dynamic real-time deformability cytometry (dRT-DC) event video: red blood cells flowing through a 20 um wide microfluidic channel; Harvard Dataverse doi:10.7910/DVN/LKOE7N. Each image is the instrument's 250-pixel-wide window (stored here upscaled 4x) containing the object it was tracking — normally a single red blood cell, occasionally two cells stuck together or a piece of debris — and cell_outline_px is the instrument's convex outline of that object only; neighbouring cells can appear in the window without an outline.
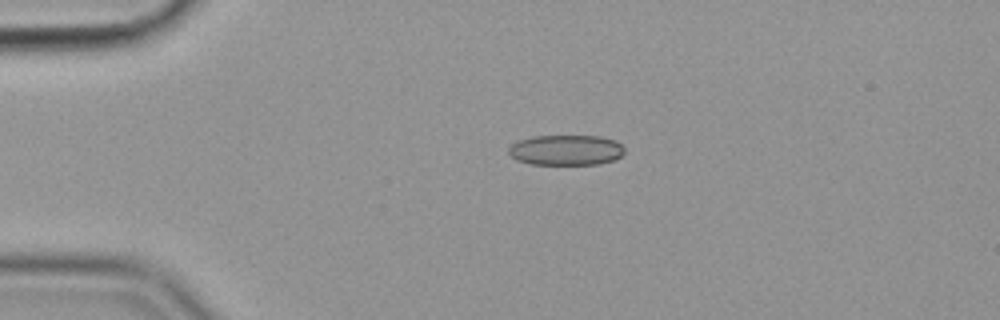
{"species": "common noctule bat (a hibernating species)", "species_latin": "Nyctalus noctula", "temperature_condition": "cold", "stored_images_in_passage": 37, "camera_frame_rate_fps": 3000, "um_per_image_px": 0.085, "animal": {"sex": "female", "body_mass_g": 19.9}, "frame": {"image": 1, "passage_image": 1, "time_ms": 0.0, "image_size_px": [1000, 320], "cell_outline_px": [[624, 152], [620, 156], [612, 160], [600, 164], [532, 164], [516, 160], [508, 152], [508, 148], [516, 140], [532, 136], [600, 136], [616, 140], [624, 148]], "centroid_in_image_um": [48.09, 12.75], "position_along_channel_um": 36.9, "area_um2": 20.58}}
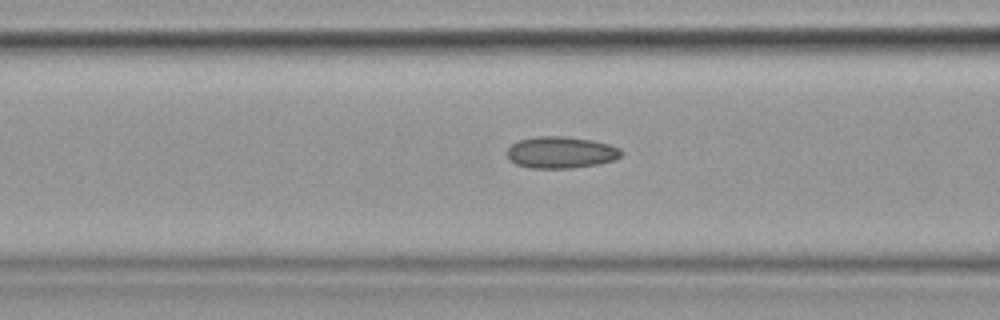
{"frame": {"image": 2, "passage_image": 11, "time_ms": 3.333, "image_size_px": [1000, 320], "cell_outline_px": [[624, 152], [620, 156], [612, 160], [596, 164], [572, 168], [532, 168], [516, 164], [508, 160], [508, 148], [512, 144], [520, 140], [536, 136], [564, 136], [592, 140], [608, 144], [620, 148]], "centroid_in_image_um": [47.67, 12.95], "position_along_channel_um": 118.9, "area_um2": 20.98}}
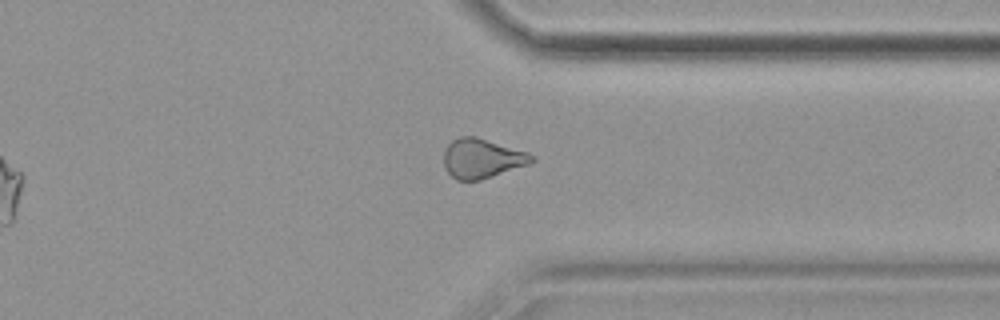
{"frame": {"image": 3, "passage_image": 32, "time_ms": 10.333, "image_size_px": [1000, 320], "cell_outline_px": [[536, 160], [528, 164], [480, 180], [456, 180], [448, 172], [444, 164], [444, 152], [448, 144], [452, 140], [460, 136], [476, 136], [528, 152], [536, 156]], "centroid_in_image_um": [40.98, 13.45], "position_along_channel_um": 370.4, "area_um2": 20.17}, "authors_computed_cell_mechanics": {"area_um2": 20.1722, "velocity_mm_per_s": 3.6048, "shape_relaxation_time_tau1_ms": null, "shape_relaxation_time_tau2_ms": 2.8819, "deformation_change_tau1": null, "deformation_change_tau2": 0.0911}}